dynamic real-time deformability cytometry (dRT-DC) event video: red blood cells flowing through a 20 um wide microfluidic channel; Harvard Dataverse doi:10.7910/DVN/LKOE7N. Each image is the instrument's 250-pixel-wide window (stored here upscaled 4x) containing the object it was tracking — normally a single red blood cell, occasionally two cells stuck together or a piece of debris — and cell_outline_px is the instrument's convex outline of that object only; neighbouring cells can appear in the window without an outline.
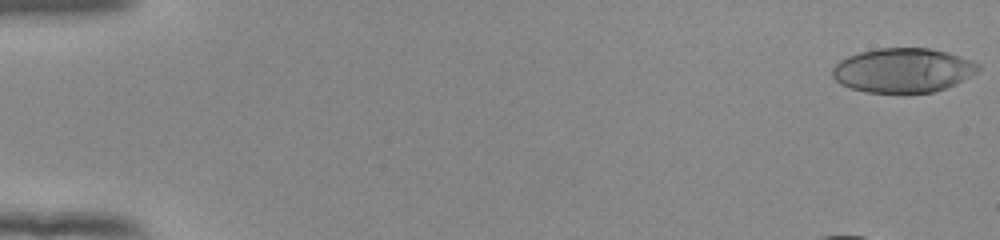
{"species": "human", "species_latin": "Homo sapiens", "temperature_condition": "room temperature", "stored_images_in_passage": 46, "camera_frame_rate_fps": 3000, "um_per_image_px": 0.085, "donor": {"sex": "female"}, "frame": {"image": 1, "passage_image": 1, "time_ms": 0.0, "image_size_px": [1000, 240], "cell_outline_px": [[980, 68], [972, 76], [956, 84], [932, 92], [868, 92], [852, 88], [840, 84], [832, 76], [832, 68], [840, 60], [848, 56], [860, 52], [876, 48], [928, 48], [948, 52], [972, 60], [980, 64]], "centroid_in_image_um": [76.77, 5.96], "position_along_channel_um": 8.2, "area_um2": 37.63}}